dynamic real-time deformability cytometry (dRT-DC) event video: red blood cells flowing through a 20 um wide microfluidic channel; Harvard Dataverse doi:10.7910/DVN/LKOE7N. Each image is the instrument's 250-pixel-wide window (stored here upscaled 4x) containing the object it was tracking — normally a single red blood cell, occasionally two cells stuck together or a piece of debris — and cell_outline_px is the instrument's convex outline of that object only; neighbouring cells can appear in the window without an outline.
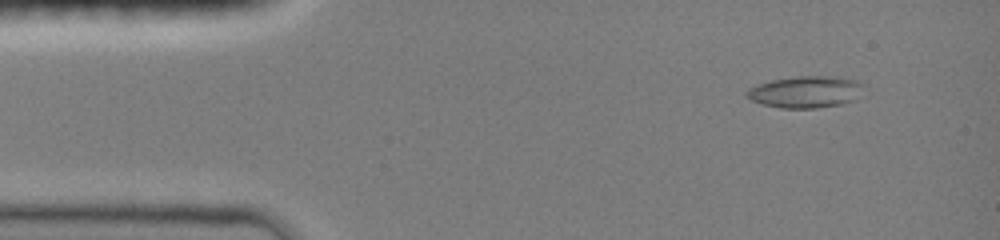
{"species": "common noctule bat (a hibernating species)", "species_latin": "Nyctalus noctula", "temperature_condition": "room temperature", "stored_images_in_passage": 44, "camera_frame_rate_fps": 3000, "um_per_image_px": 0.085, "animal": {"sex": "female", "body_mass_g": 19.0, "forearm_length_mm": 51.5}, "frame": {"image": 1, "passage_image": 1, "time_ms": 0.0, "image_size_px": [1000, 240], "cell_outline_px": [[864, 84], [856, 100], [840, 104], [816, 108], [780, 108], [764, 104], [752, 100], [744, 92], [748, 88], [772, 80], [796, 76], [832, 76], [856, 80]], "centroid_in_image_um": [68.49, 7.81], "position_along_channel_um": 16.5, "area_um2": 21.5}}
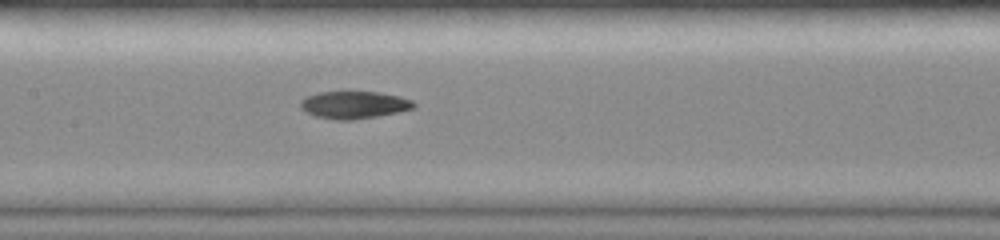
{"frame": {"image": 2, "passage_image": 19, "time_ms": 6.0, "image_size_px": [1000, 240], "cell_outline_px": [[416, 108], [356, 120], [336, 120], [316, 116], [300, 108], [300, 100], [308, 96], [320, 92], [380, 92], [400, 96], [412, 100], [416, 104]], "centroid_in_image_um": [30.12, 8.91], "position_along_channel_um": 177.3, "area_um2": 18.03}}
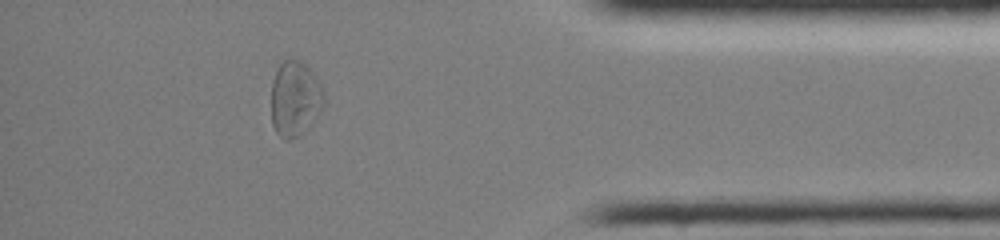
{"frame": {"image": 3, "passage_image": 38, "time_ms": 12.333, "image_size_px": [1000, 240], "cell_outline_px": [[324, 104], [320, 112], [308, 128], [292, 140], [284, 140], [276, 132], [272, 124], [272, 80], [280, 64], [288, 56], [304, 60], [308, 64], [316, 76], [324, 92]], "centroid_in_image_um": [25.09, 8.34], "position_along_channel_um": 410.1, "area_um2": 23.64}, "authors_computed_cell_mechanics": {"area_um2": 19.1029, "velocity_mm_per_s": 4.0187, "shape_relaxation_time_tau1_ms": 5.5414, "shape_relaxation_time_tau2_ms": 7.8144, "deformation_change_tau1": 0.1757, "deformation_change_tau2": 0.1646}}